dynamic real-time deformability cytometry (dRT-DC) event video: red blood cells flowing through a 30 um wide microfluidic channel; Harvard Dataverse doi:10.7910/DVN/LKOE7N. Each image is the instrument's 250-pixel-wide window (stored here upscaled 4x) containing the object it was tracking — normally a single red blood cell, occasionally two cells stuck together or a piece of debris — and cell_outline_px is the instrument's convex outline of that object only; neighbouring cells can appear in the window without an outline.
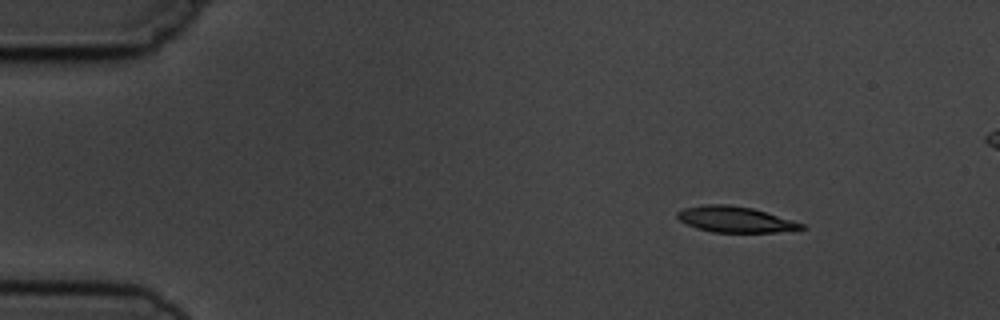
{"species": "common noctule bat (a hibernating species)", "species_latin": "Nyctalus noctula", "temperature_condition": "cold", "stored_images_in_passage": 14, "segment_of_instrument_passage": [1, 2], "camera_frame_rate_fps": 3000, "um_per_image_px": 0.085, "animal": {"sex": "male", "body_mass_g": 19.5, "forearm_length_mm": 54.6}, "frame": {"image": 1, "passage_image": 1, "time_ms": 0.0, "image_size_px": [1000, 320], "cell_outline_px": [[808, 228], [776, 232], [712, 232], [696, 228], [680, 220], [676, 216], [676, 212], [684, 208], [704, 204], [728, 204], [752, 208], [792, 220], [804, 224]], "centroid_in_image_um": [62.48, 18.65], "position_along_channel_um": 22.5, "area_um2": 18.61}}
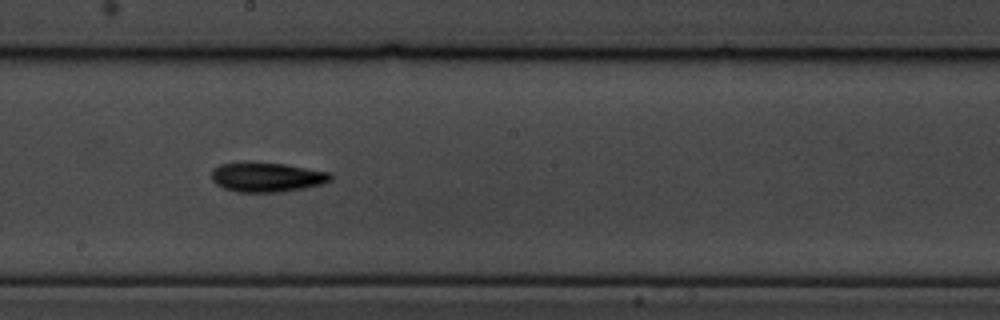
{"frame": {"image": 2, "passage_image": 7, "time_ms": 7.667, "image_size_px": [1000, 320], "cell_outline_px": [[332, 180], [320, 184], [304, 188], [280, 192], [236, 192], [224, 188], [216, 184], [212, 180], [212, 168], [220, 164], [284, 164], [332, 172]], "centroid_in_image_um": [22.71, 15.08], "position_along_channel_um": 225.5, "area_um2": 20.06}}
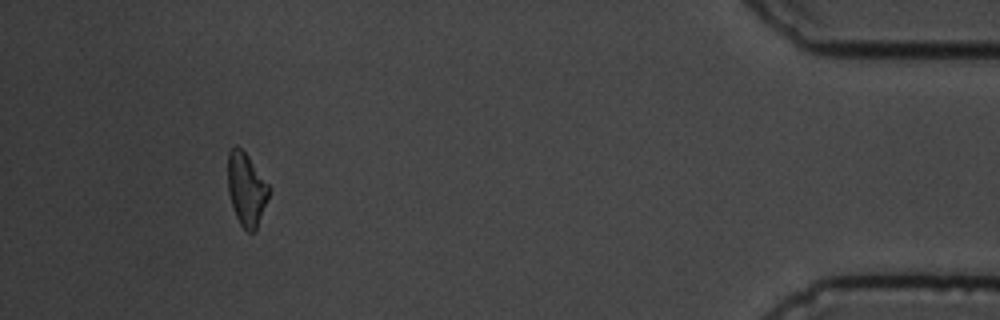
{"frame": {"image": 3, "passage_image": 12, "time_ms": 14.333, "image_size_px": [1000, 320], "cell_outline_px": [[272, 188], [256, 232], [248, 232], [240, 224], [236, 216], [228, 192], [228, 152], [236, 144], [248, 156]], "centroid_in_image_um": [20.97, 16.1], "position_along_channel_um": 414.2, "area_um2": 17.63}}